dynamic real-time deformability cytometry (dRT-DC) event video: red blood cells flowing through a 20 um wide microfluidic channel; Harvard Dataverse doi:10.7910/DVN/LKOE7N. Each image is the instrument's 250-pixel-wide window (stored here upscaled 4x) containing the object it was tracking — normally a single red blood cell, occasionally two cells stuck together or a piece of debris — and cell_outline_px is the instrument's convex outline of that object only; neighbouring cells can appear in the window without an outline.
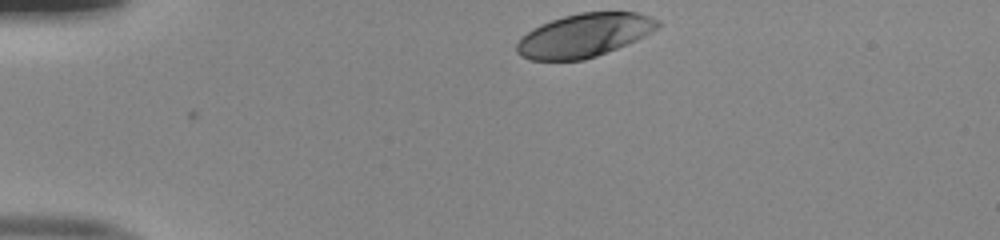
{"species": "human", "species_latin": "Homo sapiens", "temperature_condition": "room temperature", "stored_images_in_passage": 34, "camera_frame_rate_fps": 3000, "um_per_image_px": 0.085, "donor": {"sex": "male"}, "frame": {"image": 1, "passage_image": 1, "time_ms": 0.0, "image_size_px": [1000, 240], "cell_outline_px": [[660, 24], [656, 28], [644, 36], [636, 40], [596, 56], [584, 60], [528, 60], [520, 56], [516, 52], [516, 44], [532, 28], [540, 24], [564, 16], [580, 12], [636, 12], [660, 20]], "centroid_in_image_um": [49.63, 3.0], "position_along_channel_um": 35.4, "area_um2": 35.43}}
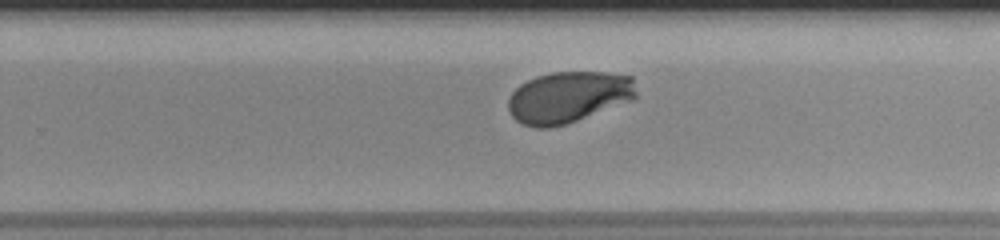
{"frame": {"image": 2, "passage_image": 24, "time_ms": 7.667, "image_size_px": [1000, 240], "cell_outline_px": [[636, 96], [632, 100], [576, 120], [564, 124], [548, 128], [536, 128], [524, 124], [516, 120], [508, 112], [508, 100], [512, 92], [520, 84], [536, 76], [552, 72], [604, 72], [632, 76], [636, 92]], "centroid_in_image_um": [48.28, 8.24], "position_along_channel_um": 281.5, "area_um2": 38.15}}
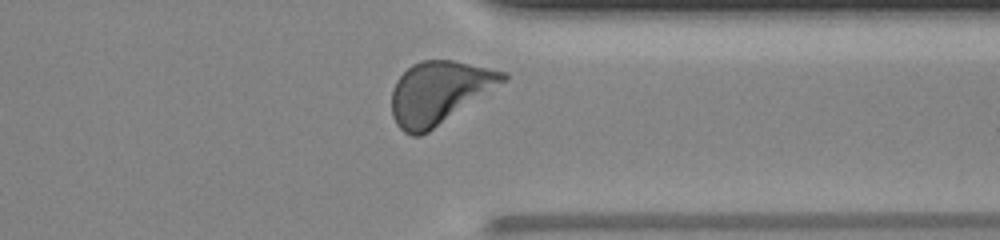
{"frame": {"image": 3, "passage_image": 31, "time_ms": 10.0, "image_size_px": [1000, 240], "cell_outline_px": [[508, 76], [504, 80], [428, 132], [420, 136], [412, 136], [404, 132], [396, 124], [392, 116], [392, 88], [396, 80], [412, 64], [420, 60], [452, 60], [508, 72]], "centroid_in_image_um": [37.25, 7.86], "position_along_channel_um": 374.1, "area_um2": 39.77}, "authors_computed_cell_mechanics": {"area_um2": 38.5237, "velocity_mm_per_s": 3.985, "shape_relaxation_time_tau1_ms": 2.3645, "shape_relaxation_time_tau2_ms": null, "deformation_change_tau1": 0.1639, "deformation_change_tau2": null}}